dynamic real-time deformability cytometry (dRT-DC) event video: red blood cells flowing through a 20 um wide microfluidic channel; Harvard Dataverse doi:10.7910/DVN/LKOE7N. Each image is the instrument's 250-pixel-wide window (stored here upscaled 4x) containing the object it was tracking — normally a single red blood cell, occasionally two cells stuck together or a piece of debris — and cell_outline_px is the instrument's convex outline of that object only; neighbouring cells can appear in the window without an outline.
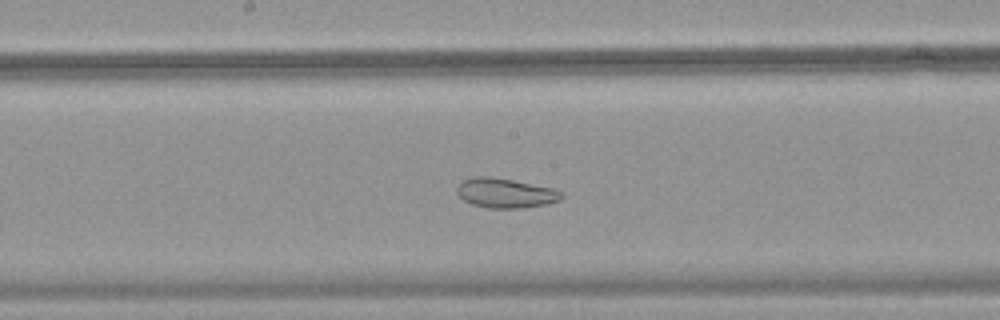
{"species": "common noctule bat (a hibernating species)", "species_latin": "Nyctalus noctula", "temperature_condition": "warm", "stored_images_in_passage": 50, "camera_frame_rate_fps": 3000, "um_per_image_px": 0.085, "animal": {"sex": "female", "body_mass_g": 18.4}, "frame": {"image": 1, "passage_image": 27, "time_ms": 8.667, "image_size_px": [1000, 320], "cell_outline_px": [[564, 196], [560, 200], [548, 204], [524, 208], [488, 208], [472, 204], [464, 200], [456, 192], [456, 184], [460, 180], [472, 176], [488, 176], [512, 180], [556, 188], [564, 192]], "centroid_in_image_um": [42.97, 16.4], "position_along_channel_um": 205.2, "area_um2": 18.5}}
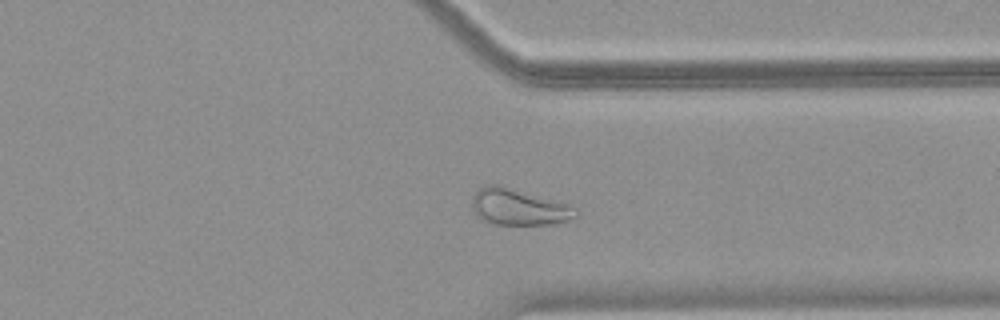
{"frame": {"image": 2, "passage_image": 39, "time_ms": 12.667, "image_size_px": [1000, 320], "cell_outline_px": [[580, 212], [576, 216], [568, 220], [548, 224], [492, 224], [476, 216], [472, 208], [472, 196], [484, 184], [500, 184], [572, 204]], "centroid_in_image_um": [44.1, 17.57], "position_along_channel_um": 367.3, "area_um2": 22.37}}
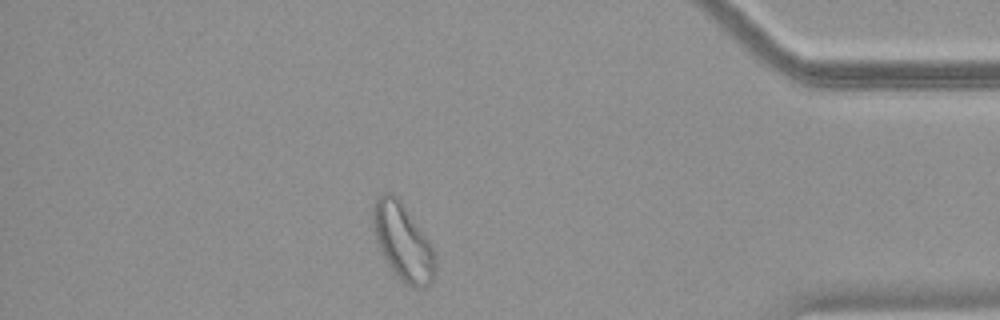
{"frame": {"image": 3, "passage_image": 44, "time_ms": 14.333, "image_size_px": [1000, 320], "cell_outline_px": [[436, 276], [432, 284], [420, 288], [412, 288], [400, 280], [396, 276], [384, 260], [380, 252], [376, 240], [372, 220], [372, 208], [376, 200], [384, 192], [392, 192], [400, 200], [432, 244], [436, 272]], "centroid_in_image_um": [34.25, 20.61], "position_along_channel_um": 401.0, "area_um2": 28.15}}